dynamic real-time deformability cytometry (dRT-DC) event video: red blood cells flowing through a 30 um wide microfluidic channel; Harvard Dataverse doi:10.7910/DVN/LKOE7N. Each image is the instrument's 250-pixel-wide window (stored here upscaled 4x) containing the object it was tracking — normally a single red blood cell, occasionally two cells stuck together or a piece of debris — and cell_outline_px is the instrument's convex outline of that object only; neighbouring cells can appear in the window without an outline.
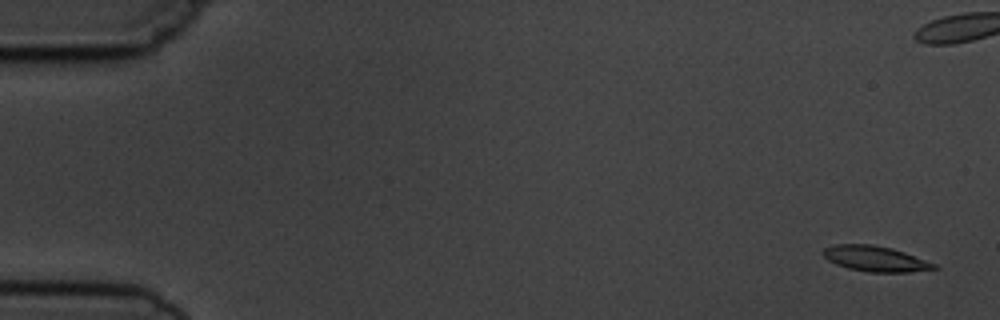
{"species": "common noctule bat (a hibernating species)", "species_latin": "Nyctalus noctula", "temperature_condition": "cold", "stored_images_in_passage": 6, "camera_frame_rate_fps": 3000, "um_per_image_px": 0.085, "animal": {"sex": "male", "body_mass_g": 19.5, "forearm_length_mm": 54.6}, "frame": {"image": 1, "passage_image": 1, "time_ms": 0.0, "image_size_px": [1000, 320], "cell_outline_px": [[940, 268], [908, 272], [868, 272], [848, 268], [836, 264], [828, 260], [820, 252], [824, 248], [836, 244], [872, 244], [892, 248], [904, 252], [936, 264]], "centroid_in_image_um": [74.38, 21.99], "position_along_channel_um": 10.6, "area_um2": 16.47}}
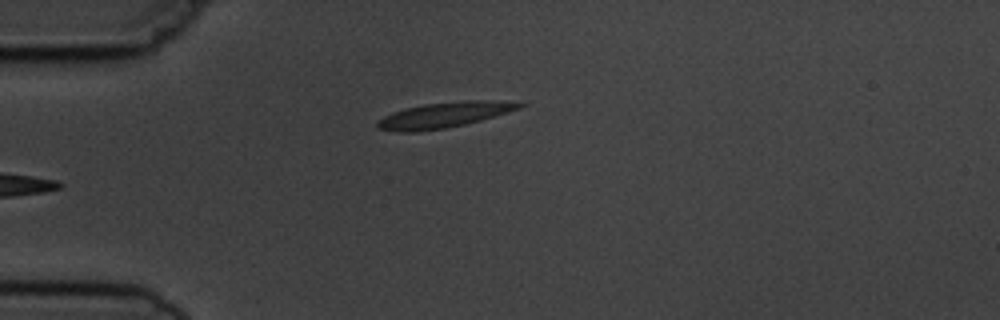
{"frame": {"image": 2, "passage_image": 6, "time_ms": 5.667, "image_size_px": [1000, 320], "cell_outline_px": [[524, 104], [520, 108], [508, 112], [480, 120], [464, 124], [444, 128], [416, 132], [396, 132], [376, 128], [376, 120], [392, 112], [404, 108], [424, 104], [464, 100], [496, 100]], "centroid_in_image_um": [37.66, 9.77], "position_along_channel_um": 47.3, "area_um2": 21.04}}